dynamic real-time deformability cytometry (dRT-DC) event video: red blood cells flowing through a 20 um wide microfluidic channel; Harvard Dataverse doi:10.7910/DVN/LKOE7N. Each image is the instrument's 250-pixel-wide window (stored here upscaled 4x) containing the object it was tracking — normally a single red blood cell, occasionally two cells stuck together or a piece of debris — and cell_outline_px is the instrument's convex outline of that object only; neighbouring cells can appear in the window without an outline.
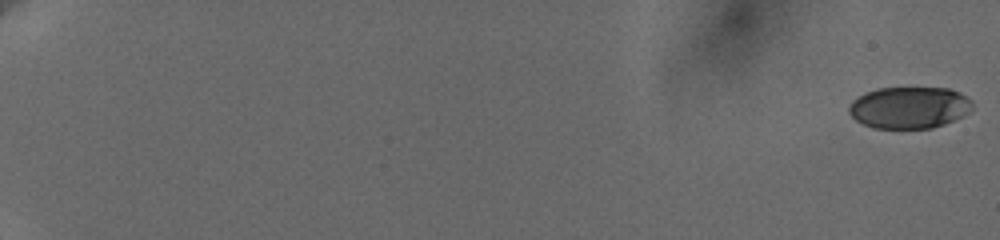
{"species": "human", "species_latin": "Homo sapiens", "temperature_condition": "cold", "stored_images_in_passage": 16, "camera_frame_rate_fps": 3000, "um_per_image_px": 0.085, "donor": {"sex": "female"}, "frame": {"image": 1, "passage_image": 1, "time_ms": 0.0, "image_size_px": [1000, 240], "cell_outline_px": [[972, 108], [968, 112], [944, 124], [932, 128], [872, 128], [856, 120], [848, 112], [848, 104], [852, 100], [864, 92], [876, 88], [948, 88], [960, 92], [968, 96], [972, 100]], "centroid_in_image_um": [77.26, 9.13], "position_along_channel_um": 7.7, "area_um2": 30.17}}